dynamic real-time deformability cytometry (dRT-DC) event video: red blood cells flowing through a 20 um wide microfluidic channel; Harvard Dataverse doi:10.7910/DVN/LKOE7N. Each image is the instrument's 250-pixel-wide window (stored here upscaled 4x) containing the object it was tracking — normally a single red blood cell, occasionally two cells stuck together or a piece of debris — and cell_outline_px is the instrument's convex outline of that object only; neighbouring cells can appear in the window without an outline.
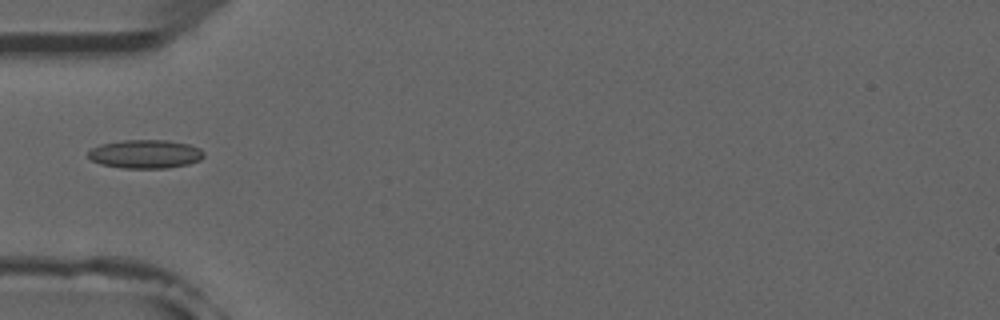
{"species": "common noctule bat (a hibernating species)", "species_latin": "Nyctalus noctula", "temperature_condition": "room temperature", "stored_images_in_passage": 1, "camera_frame_rate_fps": 3000, "um_per_image_px": 0.085, "animal": {"sex": "male", "forearm_length_mm": 52.5}, "frame": {"image": 1, "passage_image": 1, "time_ms": 0.0, "image_size_px": [1000, 320], "cell_outline_px": [[204, 156], [200, 160], [188, 164], [164, 168], [124, 168], [100, 164], [92, 160], [88, 156], [88, 152], [92, 148], [100, 144], [124, 140], [168, 140], [188, 144], [200, 148], [204, 152]], "centroid_in_image_um": [12.36, 13.09], "position_along_channel_um": 72.6, "area_um2": 19.25}}